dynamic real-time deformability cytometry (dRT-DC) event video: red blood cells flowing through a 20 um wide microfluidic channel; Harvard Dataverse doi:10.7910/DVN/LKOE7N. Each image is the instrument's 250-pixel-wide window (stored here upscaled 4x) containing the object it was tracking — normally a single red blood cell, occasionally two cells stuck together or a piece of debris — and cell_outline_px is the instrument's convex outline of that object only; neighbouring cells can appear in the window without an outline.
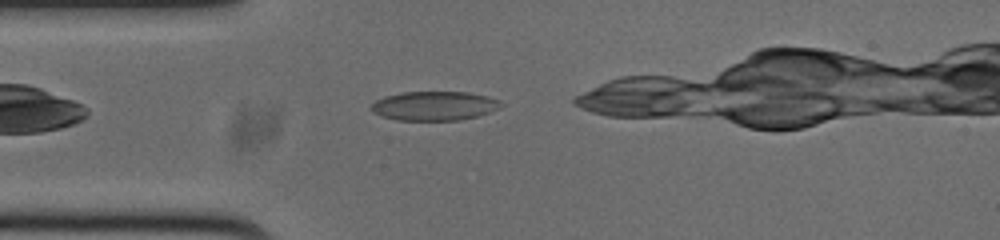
{"species": "common noctule bat (a hibernating species)", "species_latin": "Nyctalus noctula", "temperature_condition": "cold", "stored_images_in_passage": 10, "camera_frame_rate_fps": 3000, "um_per_image_px": 0.085, "animal": {"sex": "male", "body_mass_g": 20.0, "forearm_length_mm": 53.3}, "frame": {"image": 1, "passage_image": 2, "time_ms": 0.333, "image_size_px": [1000, 240], "cell_outline_px": [[504, 104], [488, 112], [476, 116], [460, 120], [396, 120], [372, 112], [372, 104], [376, 100], [384, 96], [404, 92], [468, 92], [488, 96], [500, 100]], "centroid_in_image_um": [36.92, 8.99], "position_along_channel_um": 48.1, "area_um2": 21.85}}
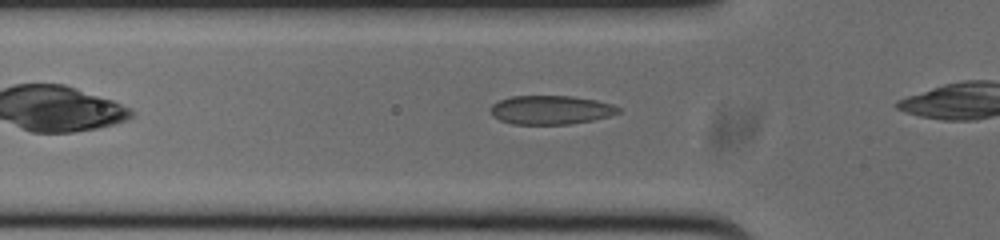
{"frame": {"image": 2, "passage_image": 5, "time_ms": 1.333, "image_size_px": [1000, 240], "cell_outline_px": [[620, 112], [608, 116], [592, 120], [572, 124], [512, 124], [500, 120], [492, 116], [488, 108], [492, 104], [500, 100], [512, 96], [572, 96], [596, 100], [612, 104], [620, 108]], "centroid_in_image_um": [46.78, 9.34], "position_along_channel_um": 79.0, "area_um2": 21.56}}
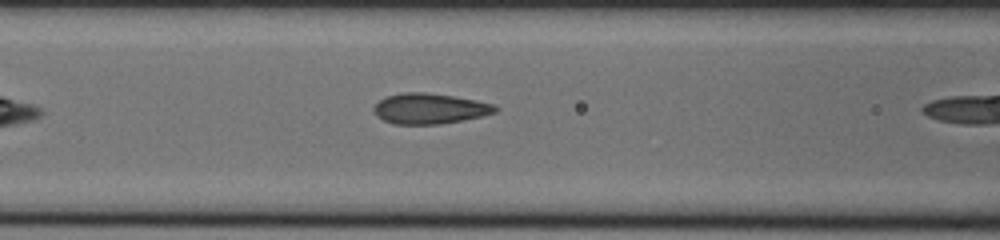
{"frame": {"image": 3, "passage_image": 9, "time_ms": 2.667, "image_size_px": [1000, 240], "cell_outline_px": [[500, 108], [496, 112], [464, 120], [440, 124], [392, 124], [376, 116], [372, 108], [384, 96], [404, 92], [424, 92], [452, 96], [476, 100], [492, 104]], "centroid_in_image_um": [36.49, 9.23], "position_along_channel_um": 130.1, "area_um2": 21.62}}